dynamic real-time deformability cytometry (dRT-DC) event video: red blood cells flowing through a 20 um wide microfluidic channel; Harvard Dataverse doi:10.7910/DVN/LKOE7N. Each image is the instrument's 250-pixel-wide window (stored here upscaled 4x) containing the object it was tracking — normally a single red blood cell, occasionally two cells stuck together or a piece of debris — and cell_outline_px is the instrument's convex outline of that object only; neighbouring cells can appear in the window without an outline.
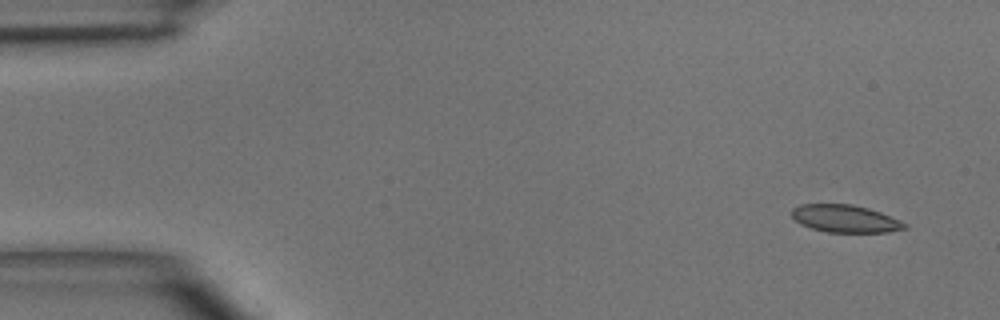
{"species": "common noctule bat (a hibernating species)", "species_latin": "Nyctalus noctula", "temperature_condition": "room temperature", "stored_images_in_passage": 3, "camera_frame_rate_fps": 3000, "um_per_image_px": 0.085, "animal": {"sex": "male", "body_mass_g": 15.6}, "frame": {"image": 1, "passage_image": 1, "time_ms": 0.0, "image_size_px": [1000, 320], "cell_outline_px": [[908, 228], [888, 232], [828, 232], [812, 228], [800, 224], [792, 216], [792, 208], [800, 204], [852, 204], [868, 208], [880, 212], [900, 220], [908, 224]], "centroid_in_image_um": [71.86, 18.58], "position_along_channel_um": 13.1, "area_um2": 18.09}}
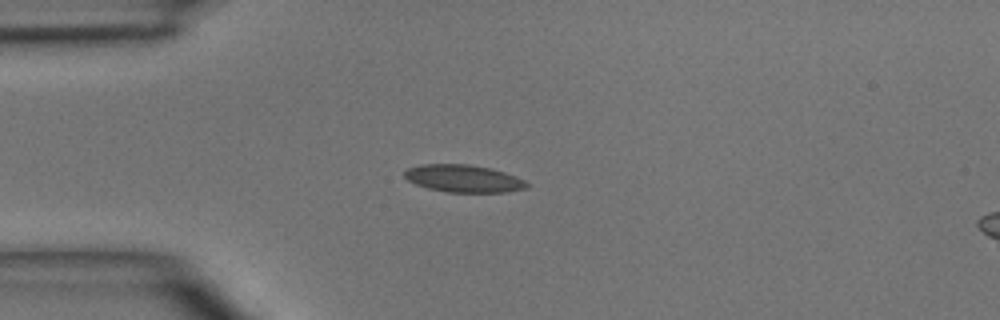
{"frame": {"image": 2, "passage_image": 3, "time_ms": 3.0, "image_size_px": [1000, 320], "cell_outline_px": [[528, 188], [504, 192], [448, 192], [428, 188], [416, 184], [408, 180], [404, 176], [404, 172], [408, 168], [420, 164], [468, 164], [492, 168], [516, 176], [524, 180], [528, 184]], "centroid_in_image_um": [39.4, 15.17], "position_along_channel_um": 45.6, "area_um2": 19.54}}